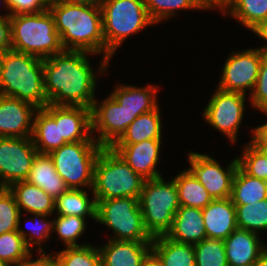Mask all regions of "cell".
Listing matches in <instances>:
<instances>
[{
	"instance_id": "6da1fadb",
	"label": "cell",
	"mask_w": 267,
	"mask_h": 266,
	"mask_svg": "<svg viewBox=\"0 0 267 266\" xmlns=\"http://www.w3.org/2000/svg\"><path fill=\"white\" fill-rule=\"evenodd\" d=\"M81 50H63L43 59L44 92L48 104L92 108L97 85L88 55Z\"/></svg>"
},
{
	"instance_id": "7a4b0ae2",
	"label": "cell",
	"mask_w": 267,
	"mask_h": 266,
	"mask_svg": "<svg viewBox=\"0 0 267 266\" xmlns=\"http://www.w3.org/2000/svg\"><path fill=\"white\" fill-rule=\"evenodd\" d=\"M48 10L54 18L64 50H81L97 56L103 53L97 74L106 73L110 61L105 58L101 7L49 0Z\"/></svg>"
},
{
	"instance_id": "3957f363",
	"label": "cell",
	"mask_w": 267,
	"mask_h": 266,
	"mask_svg": "<svg viewBox=\"0 0 267 266\" xmlns=\"http://www.w3.org/2000/svg\"><path fill=\"white\" fill-rule=\"evenodd\" d=\"M43 60L12 49L0 53V94L44 108Z\"/></svg>"
},
{
	"instance_id": "277c9868",
	"label": "cell",
	"mask_w": 267,
	"mask_h": 266,
	"mask_svg": "<svg viewBox=\"0 0 267 266\" xmlns=\"http://www.w3.org/2000/svg\"><path fill=\"white\" fill-rule=\"evenodd\" d=\"M9 20L12 50L42 60L64 50L54 18L48 8L43 12L11 15Z\"/></svg>"
},
{
	"instance_id": "5b68a950",
	"label": "cell",
	"mask_w": 267,
	"mask_h": 266,
	"mask_svg": "<svg viewBox=\"0 0 267 266\" xmlns=\"http://www.w3.org/2000/svg\"><path fill=\"white\" fill-rule=\"evenodd\" d=\"M144 181L115 150L103 147L95 161L91 195L96 201L139 198Z\"/></svg>"
},
{
	"instance_id": "8992f818",
	"label": "cell",
	"mask_w": 267,
	"mask_h": 266,
	"mask_svg": "<svg viewBox=\"0 0 267 266\" xmlns=\"http://www.w3.org/2000/svg\"><path fill=\"white\" fill-rule=\"evenodd\" d=\"M101 10L105 58L109 61L129 35L155 24L144 0H104Z\"/></svg>"
},
{
	"instance_id": "52a82bcc",
	"label": "cell",
	"mask_w": 267,
	"mask_h": 266,
	"mask_svg": "<svg viewBox=\"0 0 267 266\" xmlns=\"http://www.w3.org/2000/svg\"><path fill=\"white\" fill-rule=\"evenodd\" d=\"M139 204L146 231L154 238L166 235L171 229L175 213L179 209L178 190L173 178L163 177L145 180Z\"/></svg>"
},
{
	"instance_id": "ba28073f",
	"label": "cell",
	"mask_w": 267,
	"mask_h": 266,
	"mask_svg": "<svg viewBox=\"0 0 267 266\" xmlns=\"http://www.w3.org/2000/svg\"><path fill=\"white\" fill-rule=\"evenodd\" d=\"M96 222L113 231L112 240L152 242L146 231L139 198L123 197L96 201Z\"/></svg>"
},
{
	"instance_id": "9c48e42d",
	"label": "cell",
	"mask_w": 267,
	"mask_h": 266,
	"mask_svg": "<svg viewBox=\"0 0 267 266\" xmlns=\"http://www.w3.org/2000/svg\"><path fill=\"white\" fill-rule=\"evenodd\" d=\"M102 148L97 141H78L67 143L49 155L68 189L92 190L94 165Z\"/></svg>"
},
{
	"instance_id": "30bf717a",
	"label": "cell",
	"mask_w": 267,
	"mask_h": 266,
	"mask_svg": "<svg viewBox=\"0 0 267 266\" xmlns=\"http://www.w3.org/2000/svg\"><path fill=\"white\" fill-rule=\"evenodd\" d=\"M245 102V94L217 88L202 114L211 127L220 131L233 144L237 141L244 116Z\"/></svg>"
},
{
	"instance_id": "8fae6325",
	"label": "cell",
	"mask_w": 267,
	"mask_h": 266,
	"mask_svg": "<svg viewBox=\"0 0 267 266\" xmlns=\"http://www.w3.org/2000/svg\"><path fill=\"white\" fill-rule=\"evenodd\" d=\"M38 151L32 137H0V185L27 180Z\"/></svg>"
},
{
	"instance_id": "7c38bea8",
	"label": "cell",
	"mask_w": 267,
	"mask_h": 266,
	"mask_svg": "<svg viewBox=\"0 0 267 266\" xmlns=\"http://www.w3.org/2000/svg\"><path fill=\"white\" fill-rule=\"evenodd\" d=\"M265 54L259 49L232 52L226 59L218 89L247 94L253 92L259 73L260 63Z\"/></svg>"
},
{
	"instance_id": "4fadbf2b",
	"label": "cell",
	"mask_w": 267,
	"mask_h": 266,
	"mask_svg": "<svg viewBox=\"0 0 267 266\" xmlns=\"http://www.w3.org/2000/svg\"><path fill=\"white\" fill-rule=\"evenodd\" d=\"M98 102L95 100L91 108L92 134L99 133L93 136L99 145L111 147L138 116L128 112L110 94Z\"/></svg>"
},
{
	"instance_id": "5bb4252c",
	"label": "cell",
	"mask_w": 267,
	"mask_h": 266,
	"mask_svg": "<svg viewBox=\"0 0 267 266\" xmlns=\"http://www.w3.org/2000/svg\"><path fill=\"white\" fill-rule=\"evenodd\" d=\"M187 155L189 170L206 188L213 200L231 197L233 178L239 166L237 157L224 169L209 155L193 151Z\"/></svg>"
},
{
	"instance_id": "9a60e30c",
	"label": "cell",
	"mask_w": 267,
	"mask_h": 266,
	"mask_svg": "<svg viewBox=\"0 0 267 266\" xmlns=\"http://www.w3.org/2000/svg\"><path fill=\"white\" fill-rule=\"evenodd\" d=\"M37 107L0 94V137H32Z\"/></svg>"
},
{
	"instance_id": "2e32d148",
	"label": "cell",
	"mask_w": 267,
	"mask_h": 266,
	"mask_svg": "<svg viewBox=\"0 0 267 266\" xmlns=\"http://www.w3.org/2000/svg\"><path fill=\"white\" fill-rule=\"evenodd\" d=\"M162 139H149L134 144H113L124 161L143 179L163 176L156 166L159 162Z\"/></svg>"
},
{
	"instance_id": "e0dca14e",
	"label": "cell",
	"mask_w": 267,
	"mask_h": 266,
	"mask_svg": "<svg viewBox=\"0 0 267 266\" xmlns=\"http://www.w3.org/2000/svg\"><path fill=\"white\" fill-rule=\"evenodd\" d=\"M32 140L38 153H47L67 144L60 139V106L47 104L34 116Z\"/></svg>"
},
{
	"instance_id": "ac0fdd59",
	"label": "cell",
	"mask_w": 267,
	"mask_h": 266,
	"mask_svg": "<svg viewBox=\"0 0 267 266\" xmlns=\"http://www.w3.org/2000/svg\"><path fill=\"white\" fill-rule=\"evenodd\" d=\"M259 235L261 234L248 230H234L224 240L228 266H253L267 249Z\"/></svg>"
},
{
	"instance_id": "d6986e66",
	"label": "cell",
	"mask_w": 267,
	"mask_h": 266,
	"mask_svg": "<svg viewBox=\"0 0 267 266\" xmlns=\"http://www.w3.org/2000/svg\"><path fill=\"white\" fill-rule=\"evenodd\" d=\"M98 249L103 266H144L152 242L109 239Z\"/></svg>"
},
{
	"instance_id": "ffe728a7",
	"label": "cell",
	"mask_w": 267,
	"mask_h": 266,
	"mask_svg": "<svg viewBox=\"0 0 267 266\" xmlns=\"http://www.w3.org/2000/svg\"><path fill=\"white\" fill-rule=\"evenodd\" d=\"M202 214L207 238L224 241L237 229L236 208L231 198L212 200Z\"/></svg>"
},
{
	"instance_id": "44dd1931",
	"label": "cell",
	"mask_w": 267,
	"mask_h": 266,
	"mask_svg": "<svg viewBox=\"0 0 267 266\" xmlns=\"http://www.w3.org/2000/svg\"><path fill=\"white\" fill-rule=\"evenodd\" d=\"M165 236L178 243L193 245L207 238L202 209L180 206Z\"/></svg>"
},
{
	"instance_id": "7402d4cb",
	"label": "cell",
	"mask_w": 267,
	"mask_h": 266,
	"mask_svg": "<svg viewBox=\"0 0 267 266\" xmlns=\"http://www.w3.org/2000/svg\"><path fill=\"white\" fill-rule=\"evenodd\" d=\"M60 139L67 143L96 141L92 134L91 109L60 106Z\"/></svg>"
},
{
	"instance_id": "603a6c76",
	"label": "cell",
	"mask_w": 267,
	"mask_h": 266,
	"mask_svg": "<svg viewBox=\"0 0 267 266\" xmlns=\"http://www.w3.org/2000/svg\"><path fill=\"white\" fill-rule=\"evenodd\" d=\"M158 89L157 86L152 84L146 87L120 84L116 86L110 95L128 112L140 116L159 106L156 97Z\"/></svg>"
},
{
	"instance_id": "cb8c5ba5",
	"label": "cell",
	"mask_w": 267,
	"mask_h": 266,
	"mask_svg": "<svg viewBox=\"0 0 267 266\" xmlns=\"http://www.w3.org/2000/svg\"><path fill=\"white\" fill-rule=\"evenodd\" d=\"M20 209L27 214H55V199L43 189L28 181H19L8 187Z\"/></svg>"
},
{
	"instance_id": "d4e9b609",
	"label": "cell",
	"mask_w": 267,
	"mask_h": 266,
	"mask_svg": "<svg viewBox=\"0 0 267 266\" xmlns=\"http://www.w3.org/2000/svg\"><path fill=\"white\" fill-rule=\"evenodd\" d=\"M26 181L43 189L54 199L68 189L57 173L51 156L47 153H37Z\"/></svg>"
},
{
	"instance_id": "484cf974",
	"label": "cell",
	"mask_w": 267,
	"mask_h": 266,
	"mask_svg": "<svg viewBox=\"0 0 267 266\" xmlns=\"http://www.w3.org/2000/svg\"><path fill=\"white\" fill-rule=\"evenodd\" d=\"M159 106L138 116L114 144H134L149 139H162Z\"/></svg>"
},
{
	"instance_id": "4316f807",
	"label": "cell",
	"mask_w": 267,
	"mask_h": 266,
	"mask_svg": "<svg viewBox=\"0 0 267 266\" xmlns=\"http://www.w3.org/2000/svg\"><path fill=\"white\" fill-rule=\"evenodd\" d=\"M152 251L166 266H196L193 244L178 243L161 235L153 238Z\"/></svg>"
},
{
	"instance_id": "83f0119b",
	"label": "cell",
	"mask_w": 267,
	"mask_h": 266,
	"mask_svg": "<svg viewBox=\"0 0 267 266\" xmlns=\"http://www.w3.org/2000/svg\"><path fill=\"white\" fill-rule=\"evenodd\" d=\"M85 189H67L55 199V212L57 215L90 217L96 221V200L89 198Z\"/></svg>"
},
{
	"instance_id": "f1b7e54d",
	"label": "cell",
	"mask_w": 267,
	"mask_h": 266,
	"mask_svg": "<svg viewBox=\"0 0 267 266\" xmlns=\"http://www.w3.org/2000/svg\"><path fill=\"white\" fill-rule=\"evenodd\" d=\"M231 200L234 205H246L267 198L265 180L246 174L239 166L232 182Z\"/></svg>"
},
{
	"instance_id": "f546056e",
	"label": "cell",
	"mask_w": 267,
	"mask_h": 266,
	"mask_svg": "<svg viewBox=\"0 0 267 266\" xmlns=\"http://www.w3.org/2000/svg\"><path fill=\"white\" fill-rule=\"evenodd\" d=\"M173 180L178 190L180 206L203 209L213 200L206 188L189 169L177 174Z\"/></svg>"
},
{
	"instance_id": "4dcf8cb0",
	"label": "cell",
	"mask_w": 267,
	"mask_h": 266,
	"mask_svg": "<svg viewBox=\"0 0 267 266\" xmlns=\"http://www.w3.org/2000/svg\"><path fill=\"white\" fill-rule=\"evenodd\" d=\"M222 14H229L253 31L267 19V0H228Z\"/></svg>"
},
{
	"instance_id": "1f68e13d",
	"label": "cell",
	"mask_w": 267,
	"mask_h": 266,
	"mask_svg": "<svg viewBox=\"0 0 267 266\" xmlns=\"http://www.w3.org/2000/svg\"><path fill=\"white\" fill-rule=\"evenodd\" d=\"M235 208L238 229L258 234L262 230L267 231V198L246 205H235Z\"/></svg>"
},
{
	"instance_id": "d6a6232c",
	"label": "cell",
	"mask_w": 267,
	"mask_h": 266,
	"mask_svg": "<svg viewBox=\"0 0 267 266\" xmlns=\"http://www.w3.org/2000/svg\"><path fill=\"white\" fill-rule=\"evenodd\" d=\"M55 255L58 266H99L101 264L98 246L91 244L66 247Z\"/></svg>"
},
{
	"instance_id": "836d02e7",
	"label": "cell",
	"mask_w": 267,
	"mask_h": 266,
	"mask_svg": "<svg viewBox=\"0 0 267 266\" xmlns=\"http://www.w3.org/2000/svg\"><path fill=\"white\" fill-rule=\"evenodd\" d=\"M86 219L79 216L57 215L53 220V232H57L59 239L66 247L84 246L87 243H76L86 231Z\"/></svg>"
},
{
	"instance_id": "e575fe53",
	"label": "cell",
	"mask_w": 267,
	"mask_h": 266,
	"mask_svg": "<svg viewBox=\"0 0 267 266\" xmlns=\"http://www.w3.org/2000/svg\"><path fill=\"white\" fill-rule=\"evenodd\" d=\"M196 266H228L223 240L205 238L194 244Z\"/></svg>"
},
{
	"instance_id": "d590c367",
	"label": "cell",
	"mask_w": 267,
	"mask_h": 266,
	"mask_svg": "<svg viewBox=\"0 0 267 266\" xmlns=\"http://www.w3.org/2000/svg\"><path fill=\"white\" fill-rule=\"evenodd\" d=\"M149 17L154 23L168 20L179 10H204L195 0H144Z\"/></svg>"
},
{
	"instance_id": "8d00e7d4",
	"label": "cell",
	"mask_w": 267,
	"mask_h": 266,
	"mask_svg": "<svg viewBox=\"0 0 267 266\" xmlns=\"http://www.w3.org/2000/svg\"><path fill=\"white\" fill-rule=\"evenodd\" d=\"M30 215H34L32 218L31 225L30 224H25L26 227H28V225H30V229H29V233L26 232V230L21 229L20 227V220H21V214L19 217V225H18V233L23 237V239L25 240L26 245L31 249V251L33 250V248L35 247V245H37L38 247L36 249H38V251H43L42 249V242H46L47 239H50L51 234L53 233V220H47L46 218H48L50 215H43V214H37V213H30ZM38 218V219H37ZM51 233V234H50ZM29 236V237H28ZM35 239V240H34ZM34 245V246H33Z\"/></svg>"
},
{
	"instance_id": "74e56055",
	"label": "cell",
	"mask_w": 267,
	"mask_h": 266,
	"mask_svg": "<svg viewBox=\"0 0 267 266\" xmlns=\"http://www.w3.org/2000/svg\"><path fill=\"white\" fill-rule=\"evenodd\" d=\"M243 148V154L237 157L239 167L249 176L265 180L267 178V151L258 148L251 141Z\"/></svg>"
},
{
	"instance_id": "f35d334b",
	"label": "cell",
	"mask_w": 267,
	"mask_h": 266,
	"mask_svg": "<svg viewBox=\"0 0 267 266\" xmlns=\"http://www.w3.org/2000/svg\"><path fill=\"white\" fill-rule=\"evenodd\" d=\"M31 249L17 230L0 235V259L13 266L27 256Z\"/></svg>"
},
{
	"instance_id": "ab89813d",
	"label": "cell",
	"mask_w": 267,
	"mask_h": 266,
	"mask_svg": "<svg viewBox=\"0 0 267 266\" xmlns=\"http://www.w3.org/2000/svg\"><path fill=\"white\" fill-rule=\"evenodd\" d=\"M20 209L8 188L0 189V235L18 229Z\"/></svg>"
},
{
	"instance_id": "60d3db41",
	"label": "cell",
	"mask_w": 267,
	"mask_h": 266,
	"mask_svg": "<svg viewBox=\"0 0 267 266\" xmlns=\"http://www.w3.org/2000/svg\"><path fill=\"white\" fill-rule=\"evenodd\" d=\"M250 96L251 105L258 109V111L264 110L267 107V54L262 58L257 82Z\"/></svg>"
},
{
	"instance_id": "b9f144b4",
	"label": "cell",
	"mask_w": 267,
	"mask_h": 266,
	"mask_svg": "<svg viewBox=\"0 0 267 266\" xmlns=\"http://www.w3.org/2000/svg\"><path fill=\"white\" fill-rule=\"evenodd\" d=\"M49 0H3L11 15L43 12L48 8Z\"/></svg>"
},
{
	"instance_id": "7bdbcfd3",
	"label": "cell",
	"mask_w": 267,
	"mask_h": 266,
	"mask_svg": "<svg viewBox=\"0 0 267 266\" xmlns=\"http://www.w3.org/2000/svg\"><path fill=\"white\" fill-rule=\"evenodd\" d=\"M38 253V255H40L38 259L32 260L33 251H31L27 256L13 266H58V261L55 254H46L44 250L38 251Z\"/></svg>"
},
{
	"instance_id": "ee69618b",
	"label": "cell",
	"mask_w": 267,
	"mask_h": 266,
	"mask_svg": "<svg viewBox=\"0 0 267 266\" xmlns=\"http://www.w3.org/2000/svg\"><path fill=\"white\" fill-rule=\"evenodd\" d=\"M11 13L0 16V53L11 49V23L9 17Z\"/></svg>"
},
{
	"instance_id": "f6af8a7d",
	"label": "cell",
	"mask_w": 267,
	"mask_h": 266,
	"mask_svg": "<svg viewBox=\"0 0 267 266\" xmlns=\"http://www.w3.org/2000/svg\"><path fill=\"white\" fill-rule=\"evenodd\" d=\"M260 112L267 116V112L263 110ZM251 132L252 136L250 141L258 148L267 151V123L255 127Z\"/></svg>"
},
{
	"instance_id": "bcb514c9",
	"label": "cell",
	"mask_w": 267,
	"mask_h": 266,
	"mask_svg": "<svg viewBox=\"0 0 267 266\" xmlns=\"http://www.w3.org/2000/svg\"><path fill=\"white\" fill-rule=\"evenodd\" d=\"M204 10L218 9L221 13L225 10L228 0H195Z\"/></svg>"
},
{
	"instance_id": "7dc6e473",
	"label": "cell",
	"mask_w": 267,
	"mask_h": 266,
	"mask_svg": "<svg viewBox=\"0 0 267 266\" xmlns=\"http://www.w3.org/2000/svg\"><path fill=\"white\" fill-rule=\"evenodd\" d=\"M257 36H259L262 40L267 41V19L261 23L256 29L252 31ZM264 54H267V43L259 48Z\"/></svg>"
},
{
	"instance_id": "c3c4849f",
	"label": "cell",
	"mask_w": 267,
	"mask_h": 266,
	"mask_svg": "<svg viewBox=\"0 0 267 266\" xmlns=\"http://www.w3.org/2000/svg\"><path fill=\"white\" fill-rule=\"evenodd\" d=\"M144 266H166L163 261L151 250L148 254Z\"/></svg>"
},
{
	"instance_id": "681fc988",
	"label": "cell",
	"mask_w": 267,
	"mask_h": 266,
	"mask_svg": "<svg viewBox=\"0 0 267 266\" xmlns=\"http://www.w3.org/2000/svg\"><path fill=\"white\" fill-rule=\"evenodd\" d=\"M72 3H79V4H88L97 7H101L104 0H65Z\"/></svg>"
},
{
	"instance_id": "f907efd6",
	"label": "cell",
	"mask_w": 267,
	"mask_h": 266,
	"mask_svg": "<svg viewBox=\"0 0 267 266\" xmlns=\"http://www.w3.org/2000/svg\"><path fill=\"white\" fill-rule=\"evenodd\" d=\"M253 266H267V249L260 255Z\"/></svg>"
},
{
	"instance_id": "816d5d0a",
	"label": "cell",
	"mask_w": 267,
	"mask_h": 266,
	"mask_svg": "<svg viewBox=\"0 0 267 266\" xmlns=\"http://www.w3.org/2000/svg\"><path fill=\"white\" fill-rule=\"evenodd\" d=\"M0 266H8V265L0 259Z\"/></svg>"
}]
</instances>
